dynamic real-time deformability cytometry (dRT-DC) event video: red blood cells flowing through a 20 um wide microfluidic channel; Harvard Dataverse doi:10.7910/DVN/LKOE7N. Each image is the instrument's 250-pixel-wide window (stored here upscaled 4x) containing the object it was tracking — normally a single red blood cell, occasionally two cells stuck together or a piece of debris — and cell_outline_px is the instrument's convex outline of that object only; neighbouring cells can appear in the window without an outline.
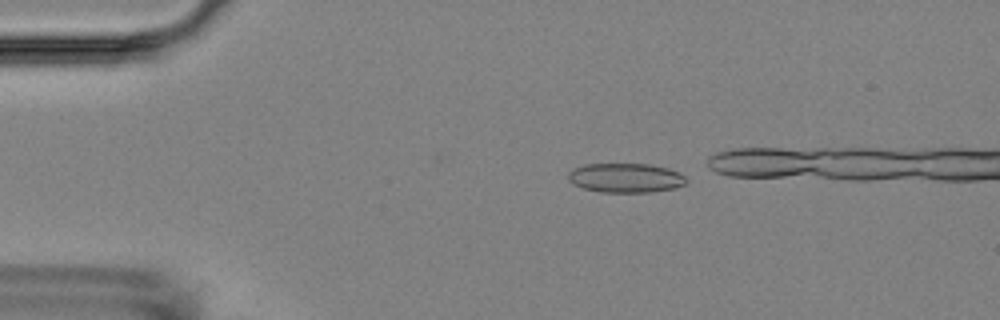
{"species": "Egyptian fruit bat (a non-hibernating species)", "species_latin": "Rousettus aegyptiacus", "temperature_condition": "room temperature", "stored_images_in_passage": 3, "camera_frame_rate_fps": 3000, "um_per_image_px": 0.085, "animal": {"sex": "female"}, "frame": {"image": 1, "passage_image": 1, "time_ms": 0.0, "image_size_px": [1000, 320], "cell_outline_px": [[688, 180], [684, 184], [676, 188], [648, 192], [600, 192], [584, 188], [572, 184], [568, 180], [568, 172], [572, 168], [584, 164], [648, 164], [668, 168], [680, 172]], "centroid_in_image_um": [53.16, 15.11], "position_along_channel_um": 31.8, "area_um2": 20.35}}